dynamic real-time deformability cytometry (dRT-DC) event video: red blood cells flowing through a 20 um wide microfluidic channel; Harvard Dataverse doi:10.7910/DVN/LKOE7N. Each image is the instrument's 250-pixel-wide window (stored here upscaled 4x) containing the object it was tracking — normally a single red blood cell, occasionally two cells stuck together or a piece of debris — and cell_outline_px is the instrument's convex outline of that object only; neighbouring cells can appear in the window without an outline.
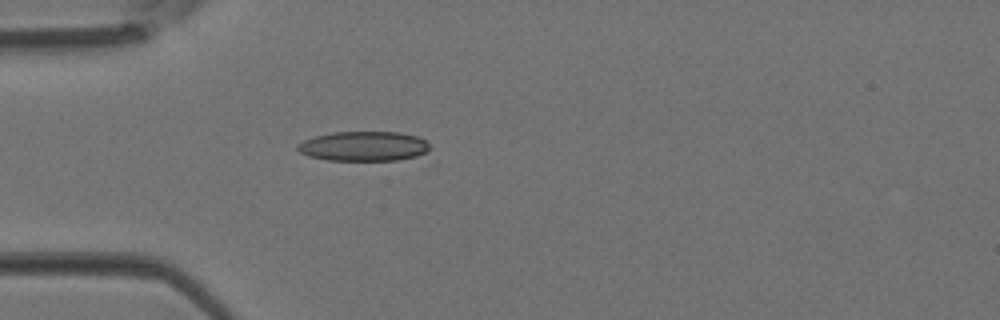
{"species": "Egyptian fruit bat (a non-hibernating species)", "species_latin": "Rousettus aegyptiacus", "temperature_condition": "room temperature", "stored_images_in_passage": 3, "camera_frame_rate_fps": 3000, "um_per_image_px": 0.085, "animal": {"sex": "female"}, "frame": {"image": 1, "passage_image": 3, "time_ms": 0.667, "image_size_px": [1000, 320], "cell_outline_px": [[428, 152], [416, 156], [396, 160], [328, 160], [308, 156], [300, 152], [296, 148], [296, 144], [304, 140], [316, 136], [332, 132], [400, 132], [420, 136], [428, 144]], "centroid_in_image_um": [30.9, 12.42], "position_along_channel_um": 54.1, "area_um2": 22.89}}